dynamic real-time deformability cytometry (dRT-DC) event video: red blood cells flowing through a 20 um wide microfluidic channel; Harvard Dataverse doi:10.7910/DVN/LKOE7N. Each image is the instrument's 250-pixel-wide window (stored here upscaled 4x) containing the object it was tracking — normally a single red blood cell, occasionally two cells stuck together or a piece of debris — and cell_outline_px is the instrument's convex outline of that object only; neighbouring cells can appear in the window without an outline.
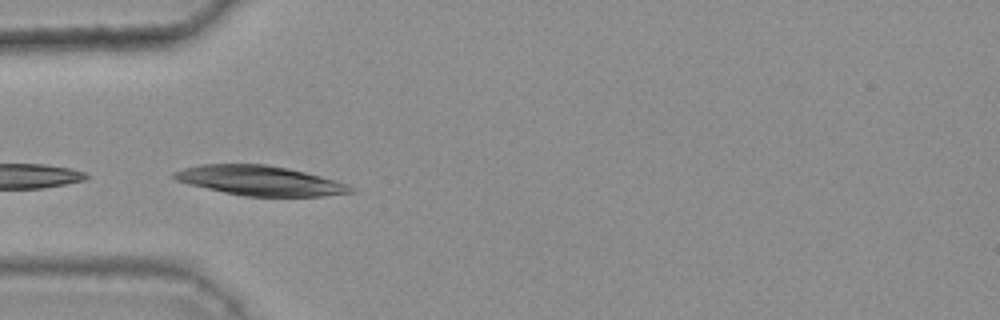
{"species": "common noctule bat (a hibernating species)", "species_latin": "Nyctalus noctula", "temperature_condition": "warm", "stored_images_in_passage": 7, "camera_frame_rate_fps": 3000, "um_per_image_px": 0.085, "animal": {"sex": "female", "body_mass_g": 25.1}, "frame": {"image": 1, "passage_image": 3, "time_ms": 0.667, "image_size_px": [1000, 320], "cell_outline_px": [[356, 192], [324, 196], [244, 196], [224, 192], [188, 184], [176, 180], [172, 176], [172, 172], [184, 168], [200, 164], [268, 164], [288, 168], [320, 176], [348, 184], [356, 188]], "centroid_in_image_um": [22.11, 15.35], "position_along_channel_um": 62.9, "area_um2": 30.58}}